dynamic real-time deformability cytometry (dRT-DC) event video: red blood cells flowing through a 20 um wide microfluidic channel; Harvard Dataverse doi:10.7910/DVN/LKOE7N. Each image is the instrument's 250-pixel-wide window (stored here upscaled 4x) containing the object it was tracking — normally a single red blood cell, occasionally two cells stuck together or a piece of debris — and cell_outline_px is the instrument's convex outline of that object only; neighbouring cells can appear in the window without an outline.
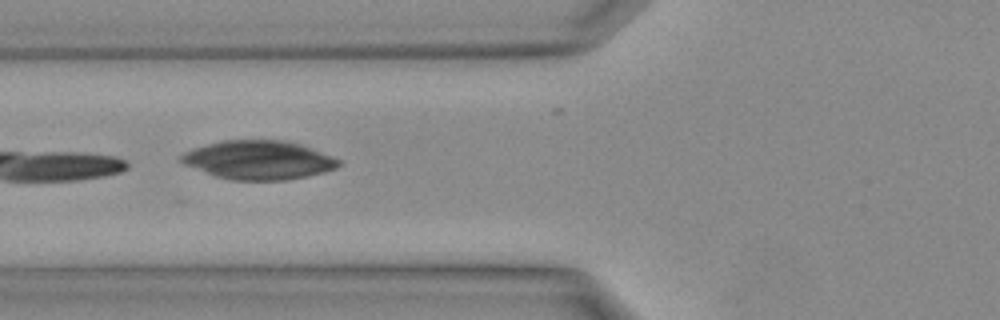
{"species": "Egyptian fruit bat (a non-hibernating species)", "species_latin": "Rousettus aegyptiacus", "temperature_condition": "warm", "stored_images_in_passage": 20, "camera_frame_rate_fps": 3000, "um_per_image_px": 0.085, "animal": {"sex": "female"}, "frame": {"image": 1, "passage_image": 3, "time_ms": 0.667, "image_size_px": [1000, 320], "cell_outline_px": [[340, 164], [336, 168], [324, 172], [284, 180], [232, 180], [216, 176], [184, 164], [176, 160], [184, 152], [192, 148], [224, 140], [284, 140], [300, 144], [312, 148], [332, 156], [340, 160]], "centroid_in_image_um": [21.96, 13.59], "position_along_channel_um": 103.8, "area_um2": 35.43}}